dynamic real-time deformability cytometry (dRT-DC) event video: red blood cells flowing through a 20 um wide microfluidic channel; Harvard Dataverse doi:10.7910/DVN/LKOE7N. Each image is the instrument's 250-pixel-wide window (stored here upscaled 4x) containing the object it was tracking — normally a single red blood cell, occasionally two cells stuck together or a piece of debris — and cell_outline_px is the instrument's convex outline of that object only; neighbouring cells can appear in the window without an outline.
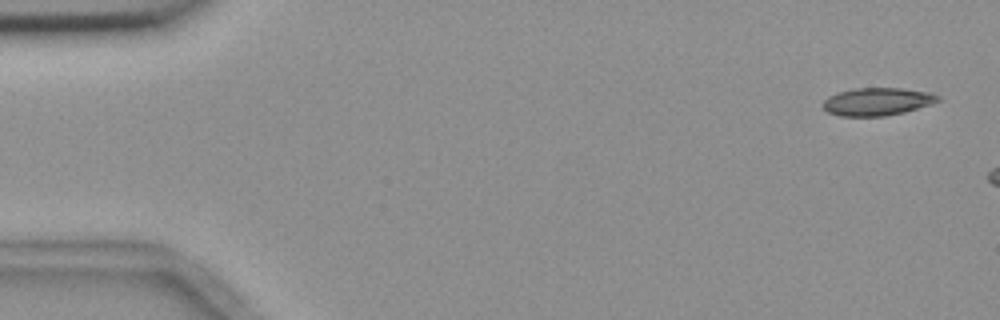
{"species": "common noctule bat (a hibernating species)", "species_latin": "Nyctalus noctula", "temperature_condition": "room temperature", "stored_images_in_passage": 3, "camera_frame_rate_fps": 3000, "um_per_image_px": 0.085, "animal": {"sex": "female", "body_mass_g": 18.4}, "frame": {"image": 1, "passage_image": 1, "time_ms": 0.0, "image_size_px": [1000, 320], "cell_outline_px": [[940, 100], [932, 104], [904, 112], [884, 116], [840, 116], [828, 112], [820, 104], [828, 96], [836, 92], [856, 88], [900, 88], [932, 92], [940, 96]], "centroid_in_image_um": [74.56, 8.63], "position_along_channel_um": 10.4, "area_um2": 18.79}}